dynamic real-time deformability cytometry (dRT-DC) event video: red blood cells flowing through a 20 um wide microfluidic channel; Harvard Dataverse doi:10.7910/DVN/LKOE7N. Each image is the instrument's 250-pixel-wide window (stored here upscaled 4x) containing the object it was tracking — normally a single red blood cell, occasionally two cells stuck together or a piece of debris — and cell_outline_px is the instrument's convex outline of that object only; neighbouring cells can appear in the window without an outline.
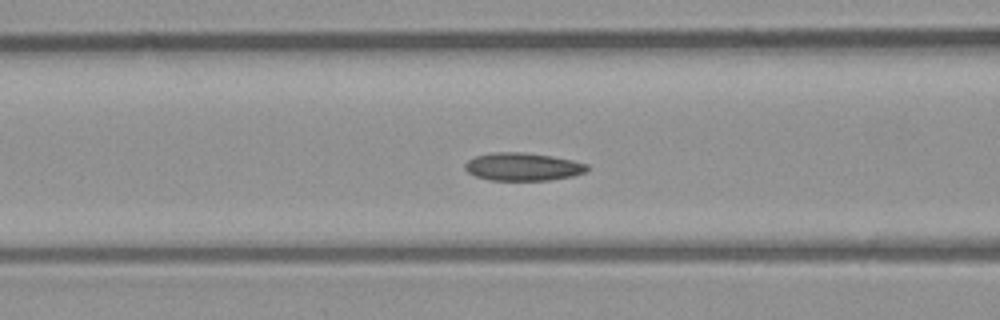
{"species": "common noctule bat (a hibernating species)", "species_latin": "Nyctalus noctula", "temperature_condition": "room temperature", "stored_images_in_passage": 50, "camera_frame_rate_fps": 3000, "um_per_image_px": 0.085, "animal": {"sex": "male", "body_mass_g": 23.1, "forearm_length_mm": 52.7}, "frame": {"image": 1, "passage_image": 18, "time_ms": 5.667, "image_size_px": [1000, 320], "cell_outline_px": [[588, 168], [584, 172], [572, 176], [548, 180], [488, 180], [476, 176], [468, 172], [464, 168], [464, 164], [468, 160], [476, 156], [496, 152], [520, 152], [552, 156], [572, 160], [588, 164]], "centroid_in_image_um": [44.42, 14.17], "position_along_channel_um": 122.2, "area_um2": 19.71}}
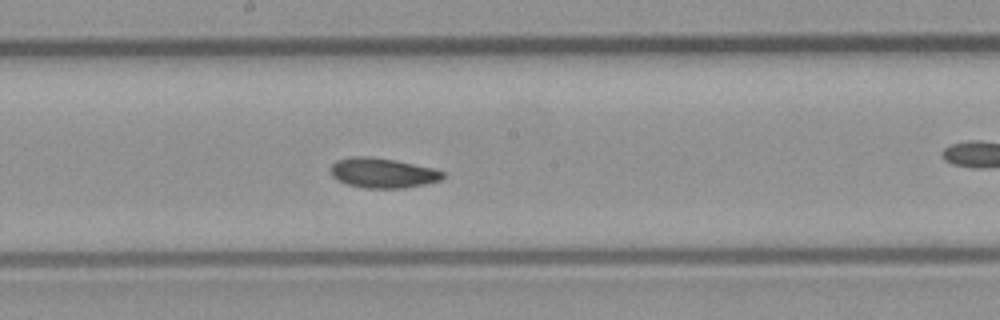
{"frame": {"image": 2, "passage_image": 25, "time_ms": 8.0, "image_size_px": [1000, 320], "cell_outline_px": [[444, 176], [440, 180], [424, 184], [404, 188], [364, 188], [344, 184], [336, 180], [332, 176], [328, 168], [336, 160], [352, 156], [368, 156], [396, 160], [432, 168], [444, 172]], "centroid_in_image_um": [32.45, 14.7], "position_along_channel_um": 215.7, "area_um2": 19.77}}
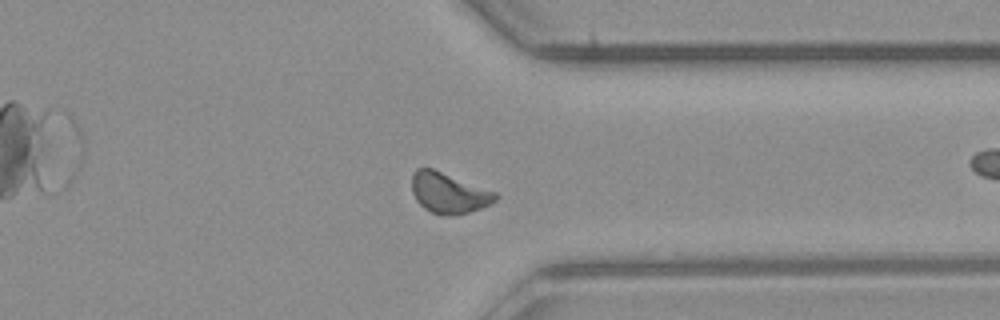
{"frame": {"image": 3, "passage_image": 37, "time_ms": 12.0, "image_size_px": [1000, 320], "cell_outline_px": [[500, 196], [496, 200], [480, 208], [456, 216], [444, 216], [432, 212], [424, 208], [416, 200], [412, 192], [412, 172], [416, 168], [432, 168], [496, 192]], "centroid_in_image_um": [38.12, 16.4], "position_along_channel_um": 373.3, "area_um2": 19.77}, "authors_computed_cell_mechanics": {"area_um2": 19.4208, "velocity_mm_per_s": 4.0026, "shape_relaxation_time_tau1_ms": null, "shape_relaxation_time_tau2_ms": 10.8199, "deformation_change_tau1": null, "deformation_change_tau2": 0.1178}}